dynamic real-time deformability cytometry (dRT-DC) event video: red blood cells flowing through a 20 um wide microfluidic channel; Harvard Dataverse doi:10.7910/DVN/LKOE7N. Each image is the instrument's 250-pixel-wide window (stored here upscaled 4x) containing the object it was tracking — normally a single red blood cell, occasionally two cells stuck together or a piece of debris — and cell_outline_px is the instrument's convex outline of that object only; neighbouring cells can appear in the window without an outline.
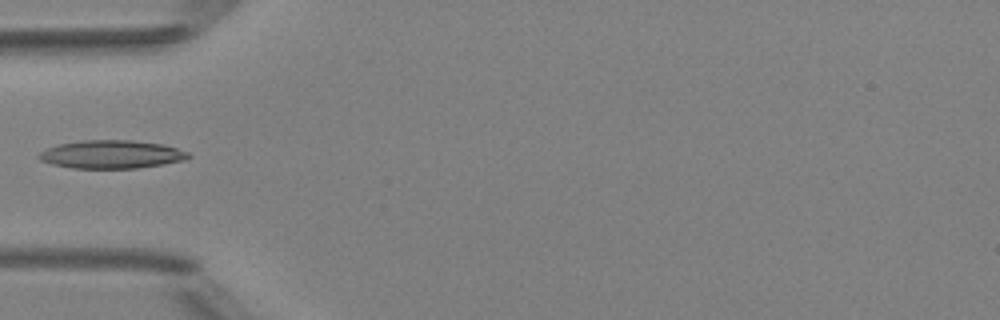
{"species": "Egyptian fruit bat (a non-hibernating species)", "species_latin": "Rousettus aegyptiacus", "temperature_condition": "room temperature", "stored_images_in_passage": 5, "camera_frame_rate_fps": 3000, "um_per_image_px": 0.085, "animal": {"sex": "female"}, "frame": {"image": 1, "passage_image": 4, "time_ms": 3.333, "image_size_px": [1000, 320], "cell_outline_px": [[192, 156], [184, 160], [164, 164], [136, 168], [72, 168], [52, 164], [40, 160], [36, 156], [40, 152], [48, 148], [60, 144], [84, 140], [132, 140], [164, 144], [188, 152]], "centroid_in_image_um": [9.49, 13.12], "position_along_channel_um": 75.5, "area_um2": 24.51}}
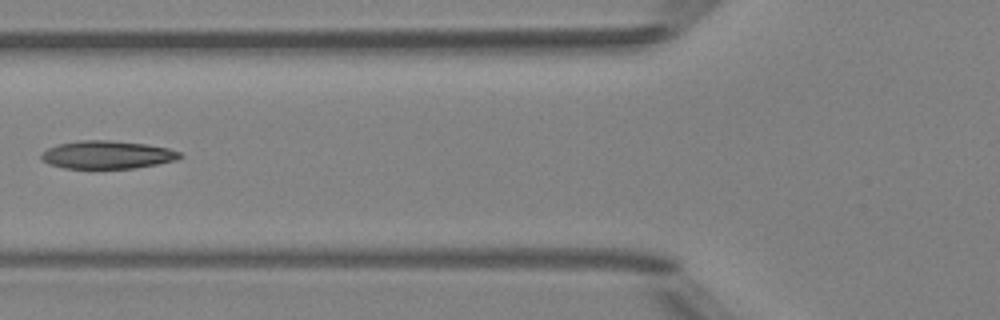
{"frame": {"image": 2, "passage_image": 5, "time_ms": 4.333, "image_size_px": [1000, 320], "cell_outline_px": [[184, 156], [176, 160], [156, 164], [132, 168], [64, 168], [48, 164], [40, 156], [48, 148], [60, 144], [80, 140], [108, 140], [144, 144], [168, 148], [180, 152]], "centroid_in_image_um": [9.13, 13.15], "position_along_channel_um": 116.7, "area_um2": 22.31}}